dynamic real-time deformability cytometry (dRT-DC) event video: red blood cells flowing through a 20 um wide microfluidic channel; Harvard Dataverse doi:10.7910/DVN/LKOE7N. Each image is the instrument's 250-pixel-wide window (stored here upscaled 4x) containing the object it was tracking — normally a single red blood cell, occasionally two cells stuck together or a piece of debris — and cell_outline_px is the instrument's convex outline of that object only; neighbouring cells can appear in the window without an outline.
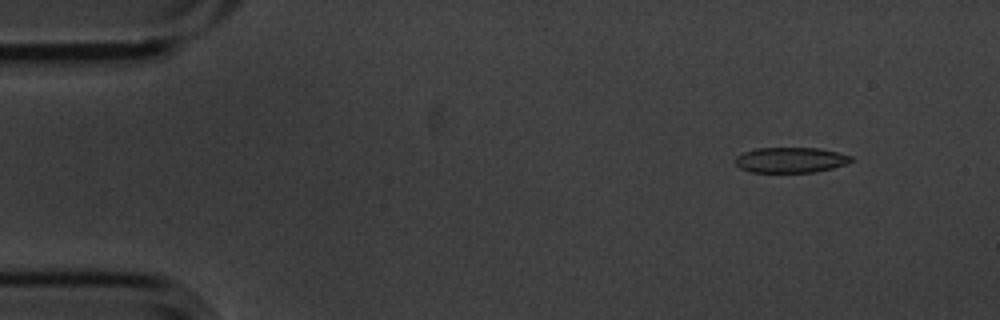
{"species": "common noctule bat (a hibernating species)", "species_latin": "Nyctalus noctula", "temperature_condition": "cold", "stored_images_in_passage": 6, "camera_frame_rate_fps": 3000, "um_per_image_px": 0.085, "animal": {"sex": "male", "body_mass_g": 20.1, "forearm_length_mm": 53.5}, "frame": {"image": 1, "passage_image": 2, "time_ms": 0.333, "image_size_px": [1000, 320], "cell_outline_px": [[852, 160], [844, 164], [832, 168], [816, 172], [748, 172], [740, 168], [736, 164], [736, 156], [744, 152], [756, 148], [820, 148], [852, 156]], "centroid_in_image_um": [67.17, 13.6], "position_along_channel_um": 17.8, "area_um2": 17.05}}
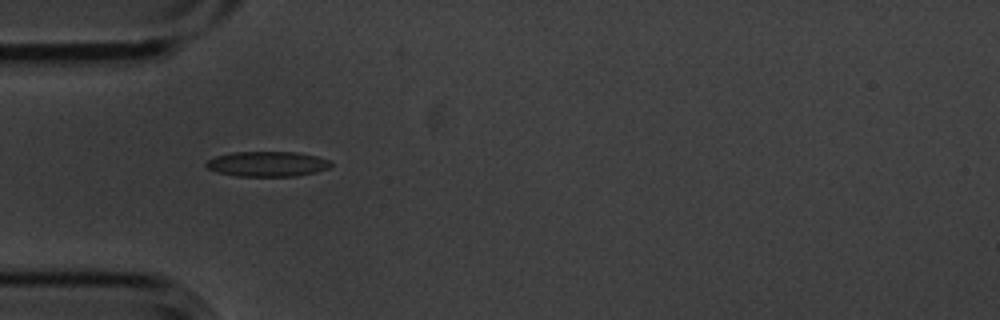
{"frame": {"image": 2, "passage_image": 5, "time_ms": 1.333, "image_size_px": [1000, 320], "cell_outline_px": [[332, 164], [328, 168], [316, 172], [296, 176], [236, 176], [216, 172], [208, 168], [204, 164], [208, 160], [216, 156], [232, 152], [296, 152], [316, 156], [328, 160]], "centroid_in_image_um": [22.7, 13.94], "position_along_channel_um": 62.3, "area_um2": 18.21}}
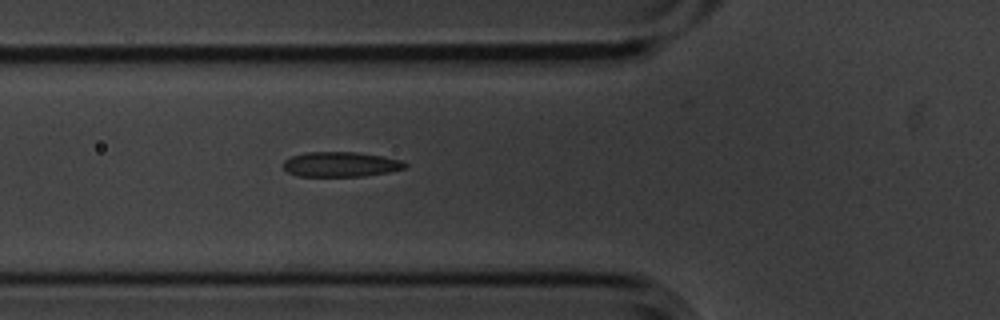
{"frame": {"image": 3, "passage_image": 6, "time_ms": 1.667, "image_size_px": [1000, 320], "cell_outline_px": [[408, 164], [404, 168], [388, 172], [364, 176], [300, 176], [288, 172], [284, 168], [284, 160], [292, 156], [304, 152], [356, 152], [380, 156], [400, 160]], "centroid_in_image_um": [28.94, 13.96], "position_along_channel_um": 96.9, "area_um2": 17.51}}